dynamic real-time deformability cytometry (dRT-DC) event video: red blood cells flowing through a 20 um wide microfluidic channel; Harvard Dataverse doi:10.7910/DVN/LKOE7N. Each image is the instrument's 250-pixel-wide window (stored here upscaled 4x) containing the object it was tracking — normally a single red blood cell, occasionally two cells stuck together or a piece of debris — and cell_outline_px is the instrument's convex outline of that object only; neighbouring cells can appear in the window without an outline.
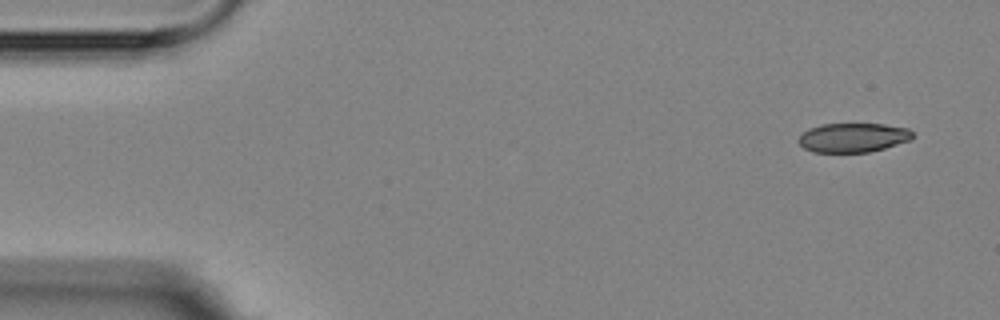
{"species": "Egyptian fruit bat (a non-hibernating species)", "species_latin": "Rousettus aegyptiacus", "temperature_condition": "room temperature", "stored_images_in_passage": 6, "camera_frame_rate_fps": 3000, "um_per_image_px": 0.085, "animal": {"sex": "female"}, "frame": {"image": 1, "passage_image": 1, "time_ms": 0.0, "image_size_px": [1000, 320], "cell_outline_px": [[912, 140], [884, 148], [868, 152], [812, 152], [804, 148], [796, 140], [808, 128], [820, 124], [884, 124], [908, 128], [912, 132]], "centroid_in_image_um": [72.49, 11.69], "position_along_channel_um": 12.5, "area_um2": 19.48}}
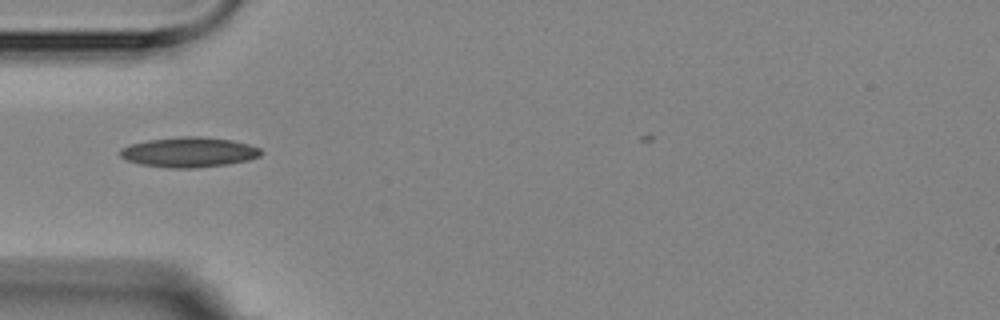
{"frame": {"image": 2, "passage_image": 5, "time_ms": 4.667, "image_size_px": [1000, 320], "cell_outline_px": [[264, 152], [260, 156], [248, 160], [228, 164], [196, 168], [168, 168], [140, 164], [128, 160], [120, 156], [120, 148], [132, 144], [148, 140], [180, 136], [204, 136], [232, 140], [248, 144], [260, 148]], "centroid_in_image_um": [16.09, 12.93], "position_along_channel_um": 68.9, "area_um2": 24.8}}
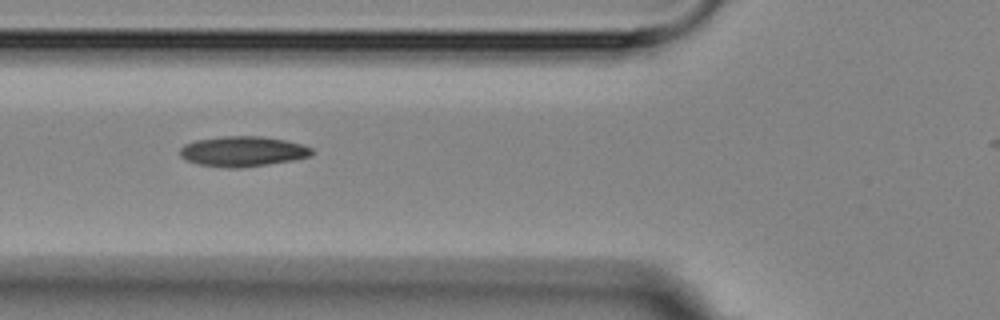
{"frame": {"image": 3, "passage_image": 6, "time_ms": 5.667, "image_size_px": [1000, 320], "cell_outline_px": [[312, 156], [292, 160], [268, 164], [240, 168], [228, 168], [200, 164], [188, 160], [180, 156], [180, 148], [184, 144], [196, 140], [224, 136], [260, 136], [284, 140], [304, 144], [312, 148]], "centroid_in_image_um": [20.65, 12.86], "position_along_channel_um": 105.1, "area_um2": 23.12}}